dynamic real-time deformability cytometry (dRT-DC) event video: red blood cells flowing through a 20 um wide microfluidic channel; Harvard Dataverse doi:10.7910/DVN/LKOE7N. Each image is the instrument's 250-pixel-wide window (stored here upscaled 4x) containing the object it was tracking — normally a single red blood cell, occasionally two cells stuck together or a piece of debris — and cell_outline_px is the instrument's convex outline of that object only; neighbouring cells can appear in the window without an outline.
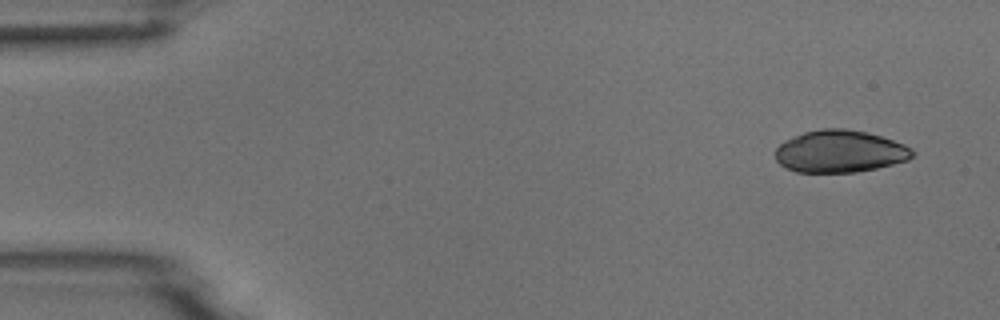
{"species": "common noctule bat (a hibernating species)", "species_latin": "Nyctalus noctula", "temperature_condition": "room temperature", "stored_images_in_passage": 5, "camera_frame_rate_fps": 3000, "um_per_image_px": 0.085, "animal": {"sex": "male", "body_mass_g": 18.8}, "frame": {"image": 1, "passage_image": 1, "time_ms": 0.0, "image_size_px": [1000, 320], "cell_outline_px": [[916, 152], [908, 160], [876, 168], [856, 172], [796, 172], [780, 164], [776, 160], [772, 152], [784, 140], [804, 132], [820, 128], [844, 128], [864, 132], [880, 136], [904, 144], [912, 148]], "centroid_in_image_um": [71.36, 12.86], "position_along_channel_um": 13.6, "area_um2": 33.81}}